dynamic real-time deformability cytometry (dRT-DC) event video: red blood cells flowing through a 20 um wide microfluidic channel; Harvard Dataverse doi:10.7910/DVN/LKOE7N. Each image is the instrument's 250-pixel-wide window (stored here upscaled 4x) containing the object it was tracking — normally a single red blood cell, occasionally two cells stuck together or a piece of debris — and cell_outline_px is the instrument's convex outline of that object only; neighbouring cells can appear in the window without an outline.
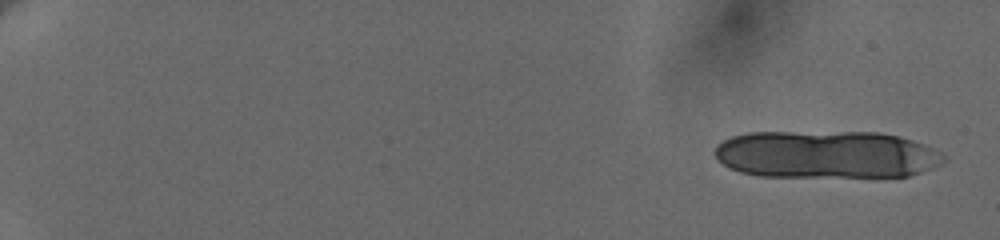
{"species": "human", "species_latin": "Homo sapiens", "temperature_condition": "cold", "stored_images_in_passage": 29, "camera_frame_rate_fps": 3000, "um_per_image_px": 0.085, "donor": {"sex": "female"}, "frame": {"image": 1, "passage_image": 4, "time_ms": 0.667, "image_size_px": [1000, 240], "cell_outline_px": [[944, 160], [940, 164], [932, 168], [908, 176], [760, 176], [740, 172], [728, 168], [716, 160], [712, 152], [716, 144], [732, 136], [748, 132], [876, 132], [900, 136], [924, 144], [940, 152], [944, 156]], "centroid_in_image_um": [70.16, 13.12], "position_along_channel_um": 14.8, "area_um2": 63.81}}